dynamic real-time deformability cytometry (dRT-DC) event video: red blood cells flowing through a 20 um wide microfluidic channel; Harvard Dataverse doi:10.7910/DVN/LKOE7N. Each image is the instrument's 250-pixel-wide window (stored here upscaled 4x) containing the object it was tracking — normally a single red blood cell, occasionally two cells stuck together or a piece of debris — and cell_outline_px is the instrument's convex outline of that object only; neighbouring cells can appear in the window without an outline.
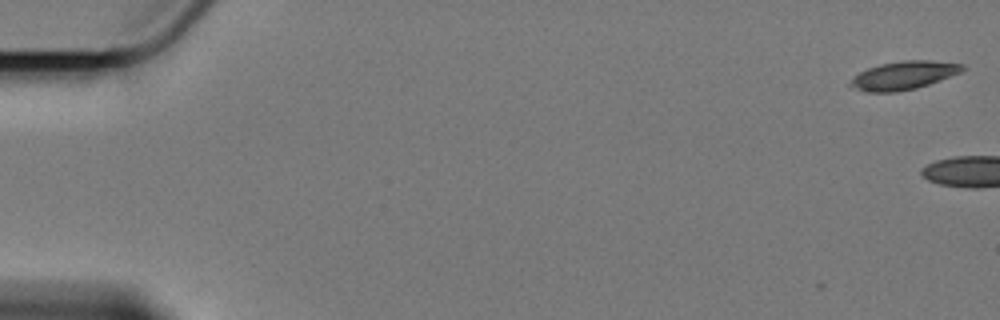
{"species": "Egyptian fruit bat (a non-hibernating species)", "species_latin": "Rousettus aegyptiacus", "temperature_condition": "cold", "stored_images_in_passage": 5, "camera_frame_rate_fps": 3000, "um_per_image_px": 0.085, "animal": {"sex": "female"}, "frame": {"image": 1, "passage_image": 5, "time_ms": 1.333, "image_size_px": [1000, 320], "cell_outline_px": [[964, 68], [960, 72], [940, 80], [916, 88], [896, 92], [864, 92], [848, 84], [852, 76], [868, 68], [880, 64], [904, 60], [932, 60], [964, 64]], "centroid_in_image_um": [76.78, 6.4], "position_along_channel_um": 8.2, "area_um2": 18.44}}